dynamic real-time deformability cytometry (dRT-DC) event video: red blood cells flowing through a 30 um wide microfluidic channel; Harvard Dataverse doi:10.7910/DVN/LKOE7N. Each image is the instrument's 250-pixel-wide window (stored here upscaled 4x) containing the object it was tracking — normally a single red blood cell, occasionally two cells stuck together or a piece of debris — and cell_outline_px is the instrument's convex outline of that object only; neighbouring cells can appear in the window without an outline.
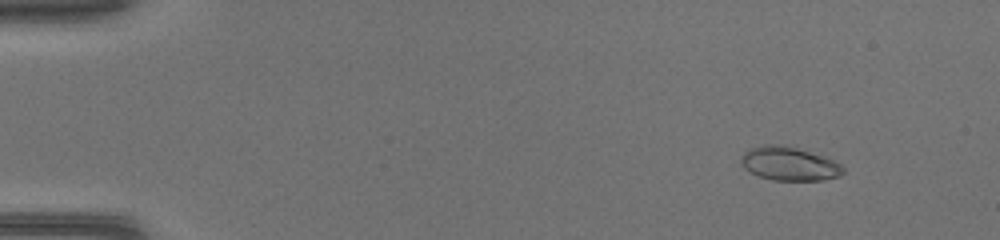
{"species": "common noctule bat (a hibernating species)", "species_latin": "Nyctalus noctula", "temperature_condition": "warm", "stored_images_in_passage": 48, "camera_frame_rate_fps": 3000, "um_per_image_px": 0.085, "animal": {"sex": "female", "body_mass_g": 17.0, "forearm_length_mm": 48.0}, "frame": {"image": 1, "passage_image": 6, "time_ms": 1.667, "image_size_px": [1000, 240], "cell_outline_px": [[844, 172], [840, 176], [824, 180], [772, 180], [748, 172], [744, 168], [740, 160], [744, 152], [748, 148], [764, 144], [772, 144], [796, 148], [832, 160], [840, 164], [844, 168]], "centroid_in_image_um": [67.04, 13.93], "position_along_channel_um": 18.0, "area_um2": 19.83}}
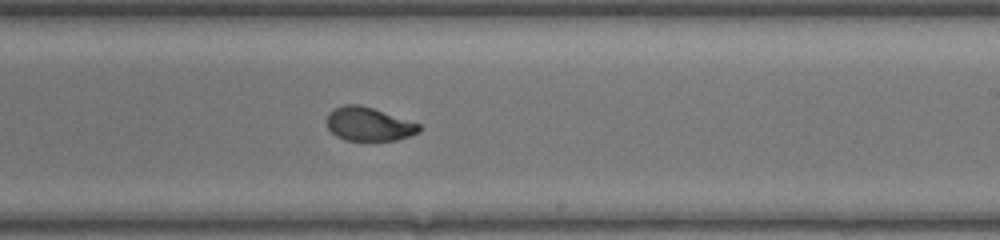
{"frame": {"image": 2, "passage_image": 30, "time_ms": 9.667, "image_size_px": [1000, 240], "cell_outline_px": [[420, 132], [396, 140], [344, 140], [336, 136], [328, 128], [328, 112], [344, 104], [360, 104], [420, 124]], "centroid_in_image_um": [31.33, 10.55], "position_along_channel_um": 257.7, "area_um2": 17.86}}
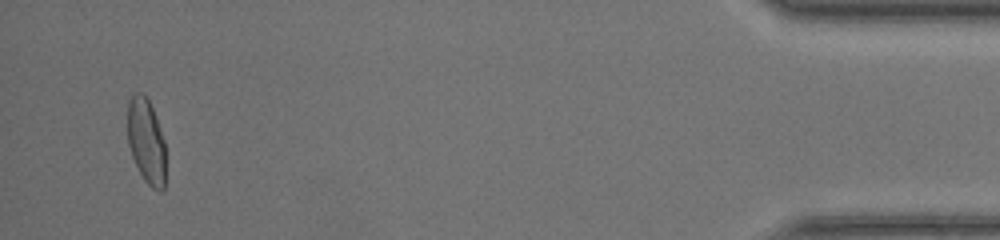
{"frame": {"image": 3, "passage_image": 46, "time_ms": 15.0, "image_size_px": [1000, 240], "cell_outline_px": [[164, 188], [160, 192], [152, 188], [144, 180], [132, 156], [128, 144], [128, 100], [136, 92], [144, 92], [156, 116], [164, 140]], "centroid_in_image_um": [12.42, 11.97], "position_along_channel_um": 422.8, "area_um2": 18.73}}